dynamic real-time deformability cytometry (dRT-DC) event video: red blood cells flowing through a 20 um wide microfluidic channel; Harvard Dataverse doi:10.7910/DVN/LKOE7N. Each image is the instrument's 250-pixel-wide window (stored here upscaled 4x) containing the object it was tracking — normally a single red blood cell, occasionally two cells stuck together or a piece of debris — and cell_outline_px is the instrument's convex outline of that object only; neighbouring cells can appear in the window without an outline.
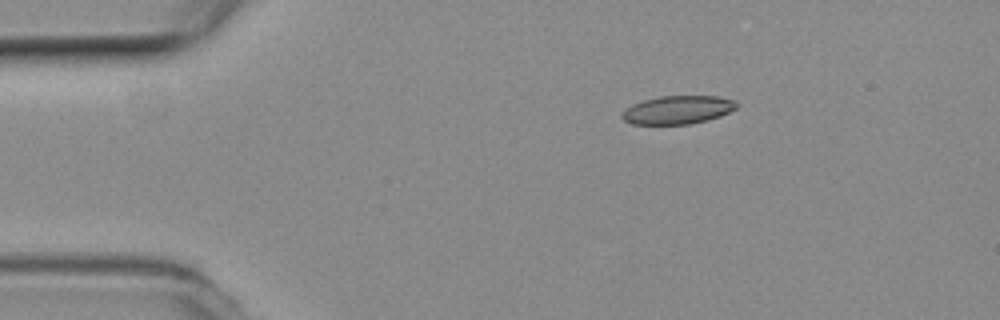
{"species": "common noctule bat (a hibernating species)", "species_latin": "Nyctalus noctula", "temperature_condition": "room temperature", "stored_images_in_passage": 38, "camera_frame_rate_fps": 3000, "um_per_image_px": 0.085, "animal": {"sex": "female", "body_mass_g": 19.3, "forearm_length_mm": 54.1}, "frame": {"image": 1, "passage_image": 1, "time_ms": 0.0, "image_size_px": [1000, 320], "cell_outline_px": [[740, 104], [736, 108], [720, 116], [708, 120], [692, 124], [632, 124], [624, 120], [620, 116], [624, 108], [632, 104], [644, 100], [660, 96], [716, 96], [732, 100]], "centroid_in_image_um": [57.58, 9.34], "position_along_channel_um": 27.4, "area_um2": 18.96}}
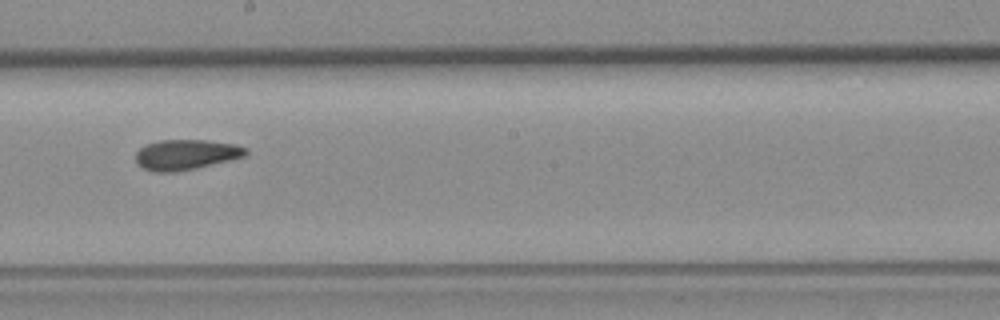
{"frame": {"image": 2, "passage_image": 22, "time_ms": 7.0, "image_size_px": [1000, 320], "cell_outline_px": [[248, 156], [196, 168], [168, 172], [156, 172], [144, 168], [136, 164], [136, 152], [144, 144], [160, 140], [208, 140], [236, 144], [248, 148]], "centroid_in_image_um": [15.84, 13.13], "position_along_channel_um": 232.4, "area_um2": 19.59}}
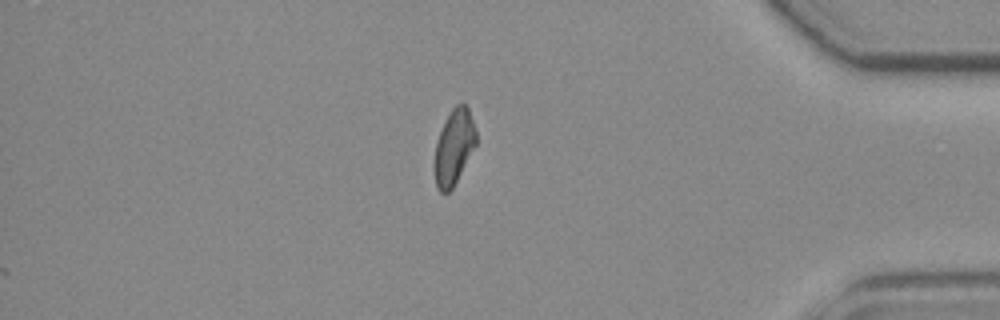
{"frame": {"image": 3, "passage_image": 38, "time_ms": 12.333, "image_size_px": [1000, 320], "cell_outline_px": [[476, 144], [452, 188], [448, 192], [440, 192], [436, 184], [436, 144], [440, 132], [452, 108], [456, 104], [464, 104], [468, 108], [476, 132]], "centroid_in_image_um": [38.61, 12.47], "position_along_channel_um": 396.6, "area_um2": 17.34}, "authors_computed_cell_mechanics": {"area_um2": 19.2185, "velocity_mm_per_s": 3.7611, "shape_relaxation_time_tau1_ms": null, "shape_relaxation_time_tau2_ms": 2.6586, "deformation_change_tau1": null, "deformation_change_tau2": 0.0887}}